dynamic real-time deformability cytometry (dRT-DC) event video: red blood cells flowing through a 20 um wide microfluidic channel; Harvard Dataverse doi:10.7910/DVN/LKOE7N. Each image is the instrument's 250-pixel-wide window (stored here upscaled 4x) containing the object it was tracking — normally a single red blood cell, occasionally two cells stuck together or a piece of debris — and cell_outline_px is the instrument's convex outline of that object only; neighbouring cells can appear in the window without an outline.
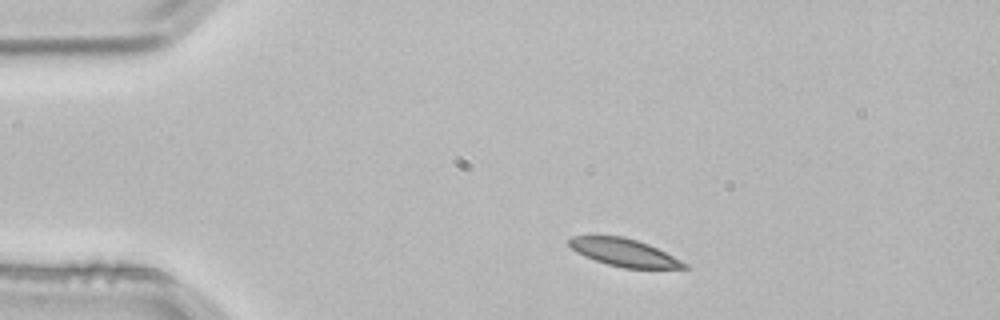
{"species": "common noctule bat (a hibernating species)", "species_latin": "Nyctalus noctula", "temperature_condition": "room temperature", "stored_images_in_passage": 2, "camera_frame_rate_fps": 3000, "um_per_image_px": 0.085, "animal": {"sex": "male", "body_mass_g": 21.5, "forearm_length_mm": 52.0}, "frame": {"image": 1, "passage_image": 1, "time_ms": 0.0, "image_size_px": [1000, 320], "cell_outline_px": [[688, 268], [624, 268], [608, 264], [584, 256], [576, 252], [568, 244], [568, 240], [572, 236], [624, 236], [648, 244], [688, 264]], "centroid_in_image_um": [53.02, 21.46], "position_along_channel_um": 32.0, "area_um2": 18.21}}